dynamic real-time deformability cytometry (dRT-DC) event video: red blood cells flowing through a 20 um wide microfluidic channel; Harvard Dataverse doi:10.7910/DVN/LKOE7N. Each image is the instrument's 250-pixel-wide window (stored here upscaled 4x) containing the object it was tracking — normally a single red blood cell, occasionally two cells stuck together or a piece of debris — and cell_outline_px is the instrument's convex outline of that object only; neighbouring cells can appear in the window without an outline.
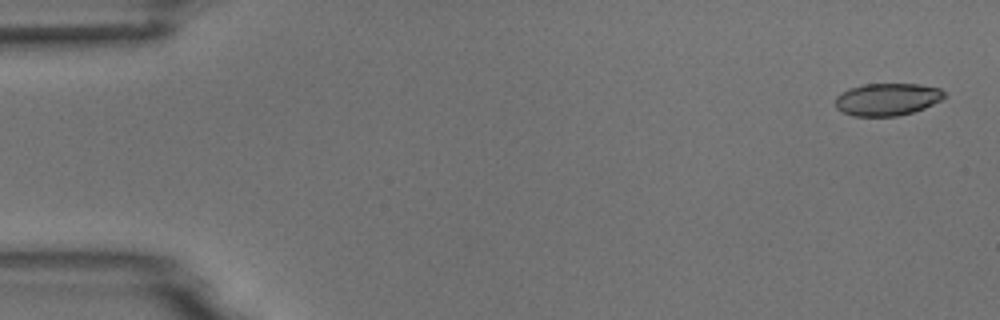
{"species": "common noctule bat (a hibernating species)", "species_latin": "Nyctalus noctula", "temperature_condition": "room temperature", "stored_images_in_passage": 6, "camera_frame_rate_fps": 3000, "um_per_image_px": 0.085, "animal": {"sex": "male", "body_mass_g": 18.8}, "frame": {"image": 1, "passage_image": 1, "time_ms": 0.0, "image_size_px": [1000, 320], "cell_outline_px": [[948, 96], [924, 108], [912, 112], [896, 116], [852, 116], [836, 108], [836, 96], [848, 88], [864, 84], [920, 84], [940, 88]], "centroid_in_image_um": [75.42, 8.43], "position_along_channel_um": 9.6, "area_um2": 20.58}}
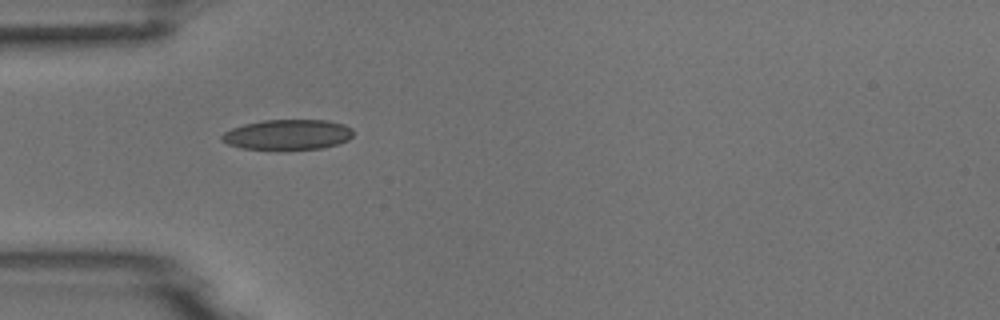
{"frame": {"image": 2, "passage_image": 5, "time_ms": 4.667, "image_size_px": [1000, 320], "cell_outline_px": [[352, 136], [348, 140], [324, 148], [240, 148], [228, 144], [220, 140], [220, 136], [224, 132], [232, 128], [244, 124], [264, 120], [328, 120], [344, 124], [352, 128]], "centroid_in_image_um": [24.45, 11.42], "position_along_channel_um": 60.6, "area_um2": 22.83}}